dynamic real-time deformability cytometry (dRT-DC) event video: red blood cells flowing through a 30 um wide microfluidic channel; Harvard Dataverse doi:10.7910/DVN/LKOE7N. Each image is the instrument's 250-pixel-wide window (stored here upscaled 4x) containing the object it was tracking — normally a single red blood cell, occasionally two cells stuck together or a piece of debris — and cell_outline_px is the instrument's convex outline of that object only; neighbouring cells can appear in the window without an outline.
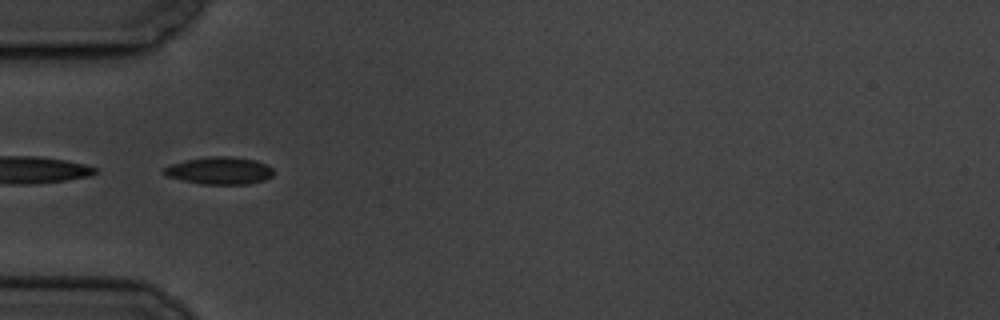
{"species": "common noctule bat (a hibernating species)", "species_latin": "Nyctalus noctula", "temperature_condition": "cold", "stored_images_in_passage": 4, "camera_frame_rate_fps": 3000, "um_per_image_px": 0.085, "animal": {"sex": "male", "body_mass_g": 19.5, "forearm_length_mm": 54.6}, "frame": {"image": 1, "passage_image": 3, "time_ms": 2.333, "image_size_px": [1000, 320], "cell_outline_px": [[276, 172], [272, 176], [264, 180], [248, 184], [200, 184], [168, 176], [160, 172], [164, 168], [172, 164], [184, 160], [208, 156], [228, 156], [256, 160], [268, 164]], "centroid_in_image_um": [18.69, 14.49], "position_along_channel_um": 66.3, "area_um2": 17.63}}
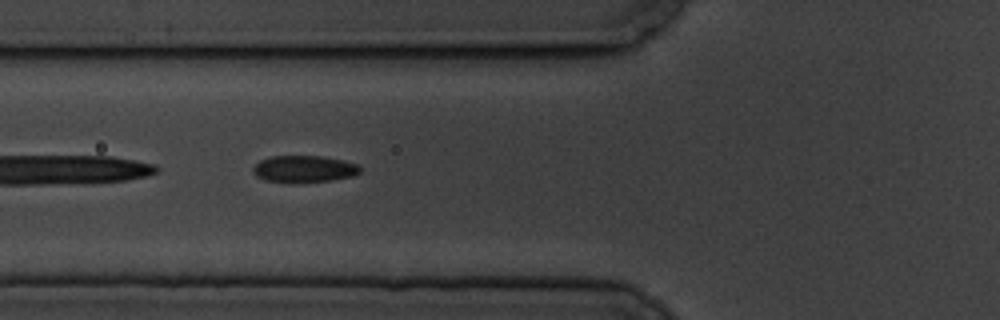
{"frame": {"image": 2, "passage_image": 4, "time_ms": 3.333, "image_size_px": [1000, 320], "cell_outline_px": [[360, 172], [352, 176], [328, 180], [264, 180], [256, 176], [252, 168], [260, 160], [272, 156], [324, 156], [344, 160], [356, 164], [360, 168]], "centroid_in_image_um": [25.85, 14.31], "position_along_channel_um": 99.9, "area_um2": 15.95}}